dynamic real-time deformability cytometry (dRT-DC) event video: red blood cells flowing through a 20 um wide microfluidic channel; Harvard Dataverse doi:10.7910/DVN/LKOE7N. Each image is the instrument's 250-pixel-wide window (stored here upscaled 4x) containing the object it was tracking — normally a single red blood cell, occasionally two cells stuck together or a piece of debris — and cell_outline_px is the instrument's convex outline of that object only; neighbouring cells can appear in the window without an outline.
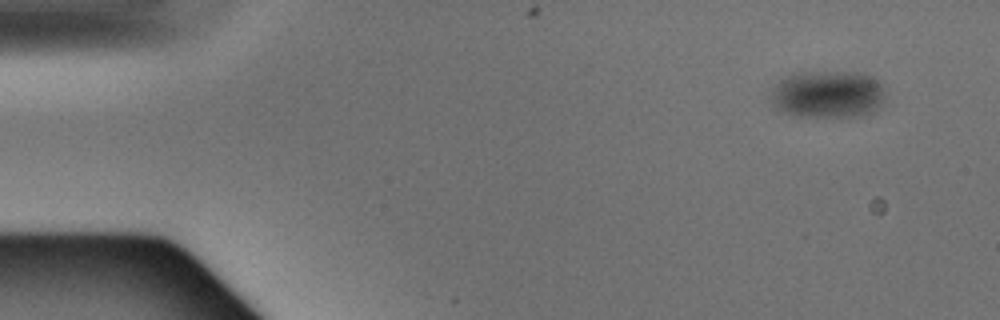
{"species": "Egyptian fruit bat (a non-hibernating species)", "species_latin": "Rousettus aegyptiacus", "temperature_condition": "warm", "stored_images_in_passage": 3, "camera_frame_rate_fps": 3000, "um_per_image_px": 0.085, "animal": {"sex": "male"}, "frame": {"image": 1, "passage_image": 1, "time_ms": 0.0, "image_size_px": [1000, 320], "cell_outline_px": [[888, 104], [872, 112], [860, 116], [796, 116], [784, 112], [772, 104], [768, 96], [772, 88], [784, 76], [800, 72], [864, 72], [872, 76], [884, 84]], "centroid_in_image_um": [70.44, 8.0], "position_along_channel_um": 14.6, "area_um2": 32.6}}